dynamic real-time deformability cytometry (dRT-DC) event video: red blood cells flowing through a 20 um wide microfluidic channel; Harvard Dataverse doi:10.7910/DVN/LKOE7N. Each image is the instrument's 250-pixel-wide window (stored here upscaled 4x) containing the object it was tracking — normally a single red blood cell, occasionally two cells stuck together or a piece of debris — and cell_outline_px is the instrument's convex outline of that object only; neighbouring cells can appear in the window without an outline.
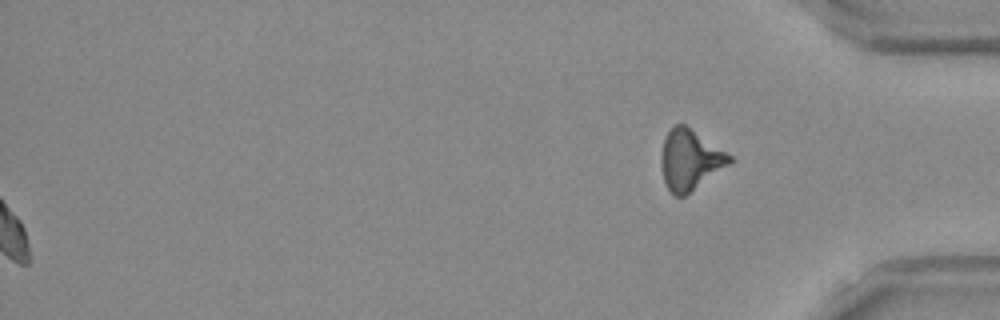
{"species": "Egyptian fruit bat (a non-hibernating species)", "species_latin": "Rousettus aegyptiacus", "temperature_condition": "room temperature", "stored_images_in_passage": 54, "segment_of_instrument_passage": [2, 2], "camera_frame_rate_fps": 3000, "um_per_image_px": 0.085, "frame": {"image": 1, "passage_image": 54, "time_ms": 17.667, "image_size_px": [1000, 320], "cell_outline_px": [[732, 164], [684, 196], [676, 196], [668, 188], [664, 180], [660, 164], [660, 156], [664, 140], [668, 132], [676, 124], [684, 124], [732, 156]], "centroid_in_image_um": [58.65, 13.6], "position_along_channel_um": 376.5, "area_um2": 23.81}}